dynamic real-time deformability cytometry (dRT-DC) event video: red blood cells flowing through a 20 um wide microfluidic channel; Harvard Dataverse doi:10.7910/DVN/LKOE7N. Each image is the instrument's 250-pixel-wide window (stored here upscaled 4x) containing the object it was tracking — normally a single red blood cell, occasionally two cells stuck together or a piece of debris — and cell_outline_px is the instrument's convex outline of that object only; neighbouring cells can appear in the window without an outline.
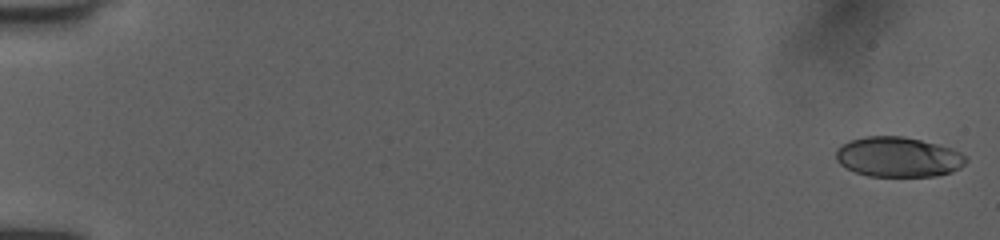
{"species": "human", "species_latin": "Homo sapiens", "temperature_condition": "room temperature", "stored_images_in_passage": 52, "camera_frame_rate_fps": 3000, "um_per_image_px": 0.085, "donor": {"sex": "female"}, "frame": {"image": 1, "passage_image": 1, "time_ms": 0.0, "image_size_px": [1000, 240], "cell_outline_px": [[968, 160], [960, 168], [952, 172], [936, 176], [868, 176], [856, 172], [840, 164], [836, 160], [836, 148], [848, 140], [864, 136], [904, 136], [952, 148], [968, 156]], "centroid_in_image_um": [76.35, 13.34], "position_along_channel_um": 8.6, "area_um2": 30.52}}
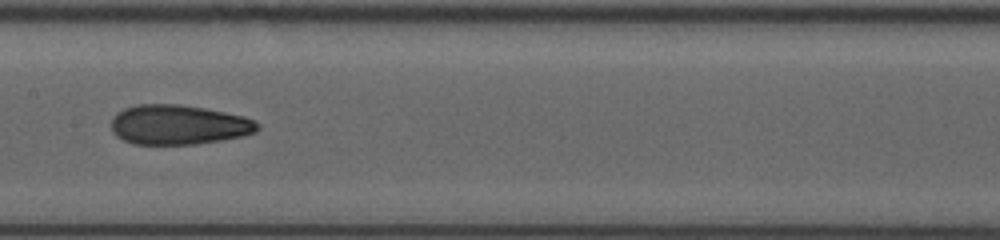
{"frame": {"image": 2, "passage_image": 28, "time_ms": 9.0, "image_size_px": [1000, 240], "cell_outline_px": [[260, 128], [256, 132], [244, 136], [196, 144], [132, 144], [116, 136], [112, 132], [112, 120], [116, 112], [124, 108], [136, 104], [180, 104], [204, 108], [244, 116], [256, 120], [260, 124]], "centroid_in_image_um": [15.19, 10.6], "position_along_channel_um": 192.2, "area_um2": 34.1}}
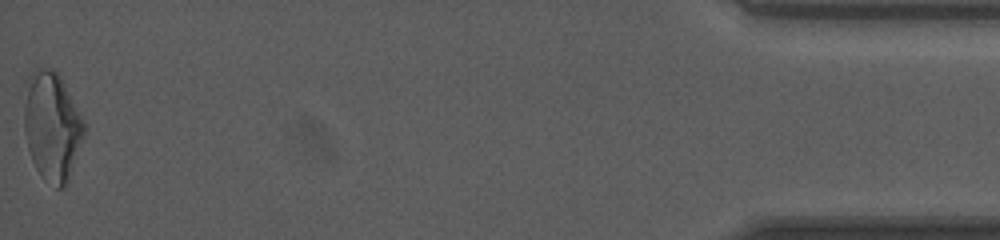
{"frame": {"image": 3, "passage_image": 52, "time_ms": 17.0, "image_size_px": [1000, 240], "cell_outline_px": [[84, 136], [64, 188], [56, 188], [40, 176], [32, 160], [28, 148], [24, 128], [24, 108], [28, 76], [36, 68], [44, 68], [56, 72], [60, 76], [84, 124]], "centroid_in_image_um": [4.39, 10.75], "position_along_channel_um": 430.8, "area_um2": 37.17}, "authors_computed_cell_mechanics": {"area_um2": 33.1194, "velocity_mm_per_s": 4.0632, "shape_relaxation_time_tau1_ms": null, "shape_relaxation_time_tau2_ms": 2.057, "deformation_change_tau1": null, "deformation_change_tau2": 0.0956}}